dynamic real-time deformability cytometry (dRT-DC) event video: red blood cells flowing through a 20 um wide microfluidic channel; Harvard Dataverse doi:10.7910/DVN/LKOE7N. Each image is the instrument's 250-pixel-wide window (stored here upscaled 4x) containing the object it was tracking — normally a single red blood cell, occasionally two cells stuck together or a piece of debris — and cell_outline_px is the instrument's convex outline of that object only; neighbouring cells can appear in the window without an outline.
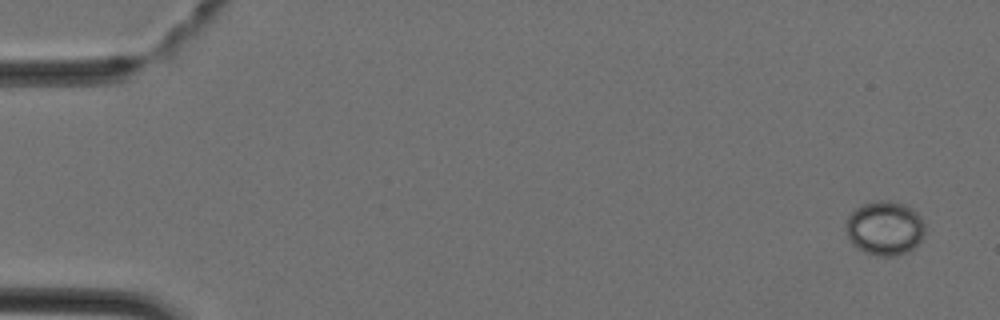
{"species": "Egyptian fruit bat (a non-hibernating species)", "species_latin": "Rousettus aegyptiacus", "temperature_condition": "cold", "stored_images_in_passage": 5, "camera_frame_rate_fps": 3000, "um_per_image_px": 0.085, "animal": {"sex": "female"}, "frame": {"image": 1, "passage_image": 1, "time_ms": 0.0, "image_size_px": [1000, 320], "cell_outline_px": [[924, 236], [908, 252], [892, 256], [876, 256], [864, 252], [856, 248], [848, 240], [844, 228], [848, 216], [856, 208], [864, 204], [880, 200], [888, 200], [904, 204], [912, 208], [920, 216], [924, 224]], "centroid_in_image_um": [75.17, 19.4], "position_along_channel_um": 9.8, "area_um2": 25.14}}